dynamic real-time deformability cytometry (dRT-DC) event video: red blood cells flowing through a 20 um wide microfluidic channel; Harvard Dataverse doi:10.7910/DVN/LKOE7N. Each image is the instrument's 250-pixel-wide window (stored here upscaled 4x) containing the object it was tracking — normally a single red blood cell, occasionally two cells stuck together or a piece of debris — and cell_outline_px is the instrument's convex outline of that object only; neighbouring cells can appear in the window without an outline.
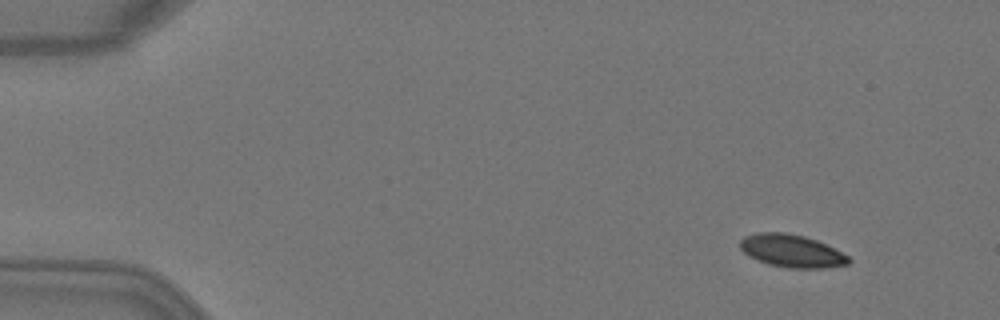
{"species": "Egyptian fruit bat (a non-hibernating species)", "species_latin": "Rousettus aegyptiacus", "temperature_condition": "warm", "stored_images_in_passage": 4, "camera_frame_rate_fps": 3000, "um_per_image_px": 0.085, "animal": {"sex": "female"}, "frame": {"image": 1, "passage_image": 1, "time_ms": 0.0, "image_size_px": [1000, 320], "cell_outline_px": [[852, 260], [848, 264], [824, 268], [788, 268], [768, 264], [748, 256], [740, 248], [740, 240], [744, 236], [756, 232], [784, 232], [804, 236], [816, 240], [848, 256]], "centroid_in_image_um": [67.26, 21.33], "position_along_channel_um": 17.7, "area_um2": 20.63}}